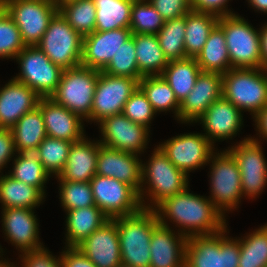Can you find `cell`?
Here are the masks:
<instances>
[{"instance_id":"cell-56","label":"cell","mask_w":267,"mask_h":267,"mask_svg":"<svg viewBox=\"0 0 267 267\" xmlns=\"http://www.w3.org/2000/svg\"><path fill=\"white\" fill-rule=\"evenodd\" d=\"M72 1H77V0H53V3L59 9L64 4H67Z\"/></svg>"},{"instance_id":"cell-2","label":"cell","mask_w":267,"mask_h":267,"mask_svg":"<svg viewBox=\"0 0 267 267\" xmlns=\"http://www.w3.org/2000/svg\"><path fill=\"white\" fill-rule=\"evenodd\" d=\"M189 184V176L178 169L157 145L148 161L143 163L141 160L139 197L143 209L154 210L165 199L184 191Z\"/></svg>"},{"instance_id":"cell-35","label":"cell","mask_w":267,"mask_h":267,"mask_svg":"<svg viewBox=\"0 0 267 267\" xmlns=\"http://www.w3.org/2000/svg\"><path fill=\"white\" fill-rule=\"evenodd\" d=\"M96 7L95 31L129 28L134 0H93Z\"/></svg>"},{"instance_id":"cell-34","label":"cell","mask_w":267,"mask_h":267,"mask_svg":"<svg viewBox=\"0 0 267 267\" xmlns=\"http://www.w3.org/2000/svg\"><path fill=\"white\" fill-rule=\"evenodd\" d=\"M12 161V169L7 172L8 175L14 180L37 187L47 196L45 187L51 175L44 169L37 154L34 151L16 153Z\"/></svg>"},{"instance_id":"cell-58","label":"cell","mask_w":267,"mask_h":267,"mask_svg":"<svg viewBox=\"0 0 267 267\" xmlns=\"http://www.w3.org/2000/svg\"><path fill=\"white\" fill-rule=\"evenodd\" d=\"M118 267H131V266L120 264Z\"/></svg>"},{"instance_id":"cell-18","label":"cell","mask_w":267,"mask_h":267,"mask_svg":"<svg viewBox=\"0 0 267 267\" xmlns=\"http://www.w3.org/2000/svg\"><path fill=\"white\" fill-rule=\"evenodd\" d=\"M222 97V74L200 72L192 91L182 100L178 122L193 124L217 99Z\"/></svg>"},{"instance_id":"cell-51","label":"cell","mask_w":267,"mask_h":267,"mask_svg":"<svg viewBox=\"0 0 267 267\" xmlns=\"http://www.w3.org/2000/svg\"><path fill=\"white\" fill-rule=\"evenodd\" d=\"M63 267H97L78 248L65 247L61 252Z\"/></svg>"},{"instance_id":"cell-4","label":"cell","mask_w":267,"mask_h":267,"mask_svg":"<svg viewBox=\"0 0 267 267\" xmlns=\"http://www.w3.org/2000/svg\"><path fill=\"white\" fill-rule=\"evenodd\" d=\"M222 96L253 119L267 106V69L228 70L222 74Z\"/></svg>"},{"instance_id":"cell-40","label":"cell","mask_w":267,"mask_h":267,"mask_svg":"<svg viewBox=\"0 0 267 267\" xmlns=\"http://www.w3.org/2000/svg\"><path fill=\"white\" fill-rule=\"evenodd\" d=\"M165 20L148 0H134L129 29L132 34H157Z\"/></svg>"},{"instance_id":"cell-32","label":"cell","mask_w":267,"mask_h":267,"mask_svg":"<svg viewBox=\"0 0 267 267\" xmlns=\"http://www.w3.org/2000/svg\"><path fill=\"white\" fill-rule=\"evenodd\" d=\"M218 21L219 17L211 13L191 10L186 14L184 45L187 57L196 58Z\"/></svg>"},{"instance_id":"cell-31","label":"cell","mask_w":267,"mask_h":267,"mask_svg":"<svg viewBox=\"0 0 267 267\" xmlns=\"http://www.w3.org/2000/svg\"><path fill=\"white\" fill-rule=\"evenodd\" d=\"M201 72L196 58L186 57L170 61L161 76L172 88L179 103L192 91Z\"/></svg>"},{"instance_id":"cell-39","label":"cell","mask_w":267,"mask_h":267,"mask_svg":"<svg viewBox=\"0 0 267 267\" xmlns=\"http://www.w3.org/2000/svg\"><path fill=\"white\" fill-rule=\"evenodd\" d=\"M58 11L83 37L95 31L96 7L93 0L72 1L61 6Z\"/></svg>"},{"instance_id":"cell-38","label":"cell","mask_w":267,"mask_h":267,"mask_svg":"<svg viewBox=\"0 0 267 267\" xmlns=\"http://www.w3.org/2000/svg\"><path fill=\"white\" fill-rule=\"evenodd\" d=\"M72 143L46 136L34 151L51 177H57L63 171Z\"/></svg>"},{"instance_id":"cell-8","label":"cell","mask_w":267,"mask_h":267,"mask_svg":"<svg viewBox=\"0 0 267 267\" xmlns=\"http://www.w3.org/2000/svg\"><path fill=\"white\" fill-rule=\"evenodd\" d=\"M57 66L65 69L81 65L83 36L58 11L36 45Z\"/></svg>"},{"instance_id":"cell-50","label":"cell","mask_w":267,"mask_h":267,"mask_svg":"<svg viewBox=\"0 0 267 267\" xmlns=\"http://www.w3.org/2000/svg\"><path fill=\"white\" fill-rule=\"evenodd\" d=\"M16 150L10 129L0 128V176L3 169L15 158Z\"/></svg>"},{"instance_id":"cell-43","label":"cell","mask_w":267,"mask_h":267,"mask_svg":"<svg viewBox=\"0 0 267 267\" xmlns=\"http://www.w3.org/2000/svg\"><path fill=\"white\" fill-rule=\"evenodd\" d=\"M102 72L113 76L130 77L138 81L142 78L139 74L135 44L132 36L121 45L120 49L113 55V58Z\"/></svg>"},{"instance_id":"cell-29","label":"cell","mask_w":267,"mask_h":267,"mask_svg":"<svg viewBox=\"0 0 267 267\" xmlns=\"http://www.w3.org/2000/svg\"><path fill=\"white\" fill-rule=\"evenodd\" d=\"M139 74L143 76L161 75L168 60L155 34H132Z\"/></svg>"},{"instance_id":"cell-12","label":"cell","mask_w":267,"mask_h":267,"mask_svg":"<svg viewBox=\"0 0 267 267\" xmlns=\"http://www.w3.org/2000/svg\"><path fill=\"white\" fill-rule=\"evenodd\" d=\"M5 11L19 28L26 46H36L58 12L52 0H5Z\"/></svg>"},{"instance_id":"cell-44","label":"cell","mask_w":267,"mask_h":267,"mask_svg":"<svg viewBox=\"0 0 267 267\" xmlns=\"http://www.w3.org/2000/svg\"><path fill=\"white\" fill-rule=\"evenodd\" d=\"M25 47L19 28L8 13L4 11L0 15V58L14 60Z\"/></svg>"},{"instance_id":"cell-6","label":"cell","mask_w":267,"mask_h":267,"mask_svg":"<svg viewBox=\"0 0 267 267\" xmlns=\"http://www.w3.org/2000/svg\"><path fill=\"white\" fill-rule=\"evenodd\" d=\"M232 68H263L260 28L239 14L219 17Z\"/></svg>"},{"instance_id":"cell-21","label":"cell","mask_w":267,"mask_h":267,"mask_svg":"<svg viewBox=\"0 0 267 267\" xmlns=\"http://www.w3.org/2000/svg\"><path fill=\"white\" fill-rule=\"evenodd\" d=\"M141 156L101 145L96 174L115 178L132 186L138 193L141 187Z\"/></svg>"},{"instance_id":"cell-48","label":"cell","mask_w":267,"mask_h":267,"mask_svg":"<svg viewBox=\"0 0 267 267\" xmlns=\"http://www.w3.org/2000/svg\"><path fill=\"white\" fill-rule=\"evenodd\" d=\"M165 21L185 16L192 10L191 0H148Z\"/></svg>"},{"instance_id":"cell-22","label":"cell","mask_w":267,"mask_h":267,"mask_svg":"<svg viewBox=\"0 0 267 267\" xmlns=\"http://www.w3.org/2000/svg\"><path fill=\"white\" fill-rule=\"evenodd\" d=\"M38 107L44 117L47 136L70 142H77L86 136L85 120L50 97H42Z\"/></svg>"},{"instance_id":"cell-11","label":"cell","mask_w":267,"mask_h":267,"mask_svg":"<svg viewBox=\"0 0 267 267\" xmlns=\"http://www.w3.org/2000/svg\"><path fill=\"white\" fill-rule=\"evenodd\" d=\"M90 184L95 205L109 219L131 216L143 209L139 193L124 182L96 174Z\"/></svg>"},{"instance_id":"cell-28","label":"cell","mask_w":267,"mask_h":267,"mask_svg":"<svg viewBox=\"0 0 267 267\" xmlns=\"http://www.w3.org/2000/svg\"><path fill=\"white\" fill-rule=\"evenodd\" d=\"M45 197L37 187L14 180L6 172L0 176L1 208L36 209L45 201Z\"/></svg>"},{"instance_id":"cell-37","label":"cell","mask_w":267,"mask_h":267,"mask_svg":"<svg viewBox=\"0 0 267 267\" xmlns=\"http://www.w3.org/2000/svg\"><path fill=\"white\" fill-rule=\"evenodd\" d=\"M186 15L164 22L156 34L164 56L170 61L186 58L185 37Z\"/></svg>"},{"instance_id":"cell-10","label":"cell","mask_w":267,"mask_h":267,"mask_svg":"<svg viewBox=\"0 0 267 267\" xmlns=\"http://www.w3.org/2000/svg\"><path fill=\"white\" fill-rule=\"evenodd\" d=\"M262 144L248 136L227 147L240 169L244 199H256L267 186V160Z\"/></svg>"},{"instance_id":"cell-55","label":"cell","mask_w":267,"mask_h":267,"mask_svg":"<svg viewBox=\"0 0 267 267\" xmlns=\"http://www.w3.org/2000/svg\"><path fill=\"white\" fill-rule=\"evenodd\" d=\"M5 251L3 250L2 246L0 245V267H15L16 264L14 262H11L8 259H4L3 255H4Z\"/></svg>"},{"instance_id":"cell-33","label":"cell","mask_w":267,"mask_h":267,"mask_svg":"<svg viewBox=\"0 0 267 267\" xmlns=\"http://www.w3.org/2000/svg\"><path fill=\"white\" fill-rule=\"evenodd\" d=\"M139 88L147 96L156 113L171 111L175 120L178 121L180 103L170 85L161 75L143 76L139 80Z\"/></svg>"},{"instance_id":"cell-20","label":"cell","mask_w":267,"mask_h":267,"mask_svg":"<svg viewBox=\"0 0 267 267\" xmlns=\"http://www.w3.org/2000/svg\"><path fill=\"white\" fill-rule=\"evenodd\" d=\"M76 248L97 267H118L122 264L119 234L114 219L105 222Z\"/></svg>"},{"instance_id":"cell-25","label":"cell","mask_w":267,"mask_h":267,"mask_svg":"<svg viewBox=\"0 0 267 267\" xmlns=\"http://www.w3.org/2000/svg\"><path fill=\"white\" fill-rule=\"evenodd\" d=\"M87 137L72 143L66 165L59 176L55 177L56 180L90 182L96 175L101 143L99 140H91Z\"/></svg>"},{"instance_id":"cell-54","label":"cell","mask_w":267,"mask_h":267,"mask_svg":"<svg viewBox=\"0 0 267 267\" xmlns=\"http://www.w3.org/2000/svg\"><path fill=\"white\" fill-rule=\"evenodd\" d=\"M256 12L267 14V0H246Z\"/></svg>"},{"instance_id":"cell-14","label":"cell","mask_w":267,"mask_h":267,"mask_svg":"<svg viewBox=\"0 0 267 267\" xmlns=\"http://www.w3.org/2000/svg\"><path fill=\"white\" fill-rule=\"evenodd\" d=\"M157 146L187 176L207 166L210 156L217 149L202 132L175 135Z\"/></svg>"},{"instance_id":"cell-41","label":"cell","mask_w":267,"mask_h":267,"mask_svg":"<svg viewBox=\"0 0 267 267\" xmlns=\"http://www.w3.org/2000/svg\"><path fill=\"white\" fill-rule=\"evenodd\" d=\"M57 182H59V201L64 211L95 205L90 182L67 180H57Z\"/></svg>"},{"instance_id":"cell-26","label":"cell","mask_w":267,"mask_h":267,"mask_svg":"<svg viewBox=\"0 0 267 267\" xmlns=\"http://www.w3.org/2000/svg\"><path fill=\"white\" fill-rule=\"evenodd\" d=\"M65 212V247H77L109 220L96 205Z\"/></svg>"},{"instance_id":"cell-13","label":"cell","mask_w":267,"mask_h":267,"mask_svg":"<svg viewBox=\"0 0 267 267\" xmlns=\"http://www.w3.org/2000/svg\"><path fill=\"white\" fill-rule=\"evenodd\" d=\"M139 87V81L125 76H113L100 71L92 102L91 123L121 114L129 97Z\"/></svg>"},{"instance_id":"cell-27","label":"cell","mask_w":267,"mask_h":267,"mask_svg":"<svg viewBox=\"0 0 267 267\" xmlns=\"http://www.w3.org/2000/svg\"><path fill=\"white\" fill-rule=\"evenodd\" d=\"M10 130L16 153L35 151L47 136L44 117L38 106L24 114Z\"/></svg>"},{"instance_id":"cell-46","label":"cell","mask_w":267,"mask_h":267,"mask_svg":"<svg viewBox=\"0 0 267 267\" xmlns=\"http://www.w3.org/2000/svg\"><path fill=\"white\" fill-rule=\"evenodd\" d=\"M122 113L132 122L143 125L149 130L154 117L157 115L147 96L139 87L125 103Z\"/></svg>"},{"instance_id":"cell-19","label":"cell","mask_w":267,"mask_h":267,"mask_svg":"<svg viewBox=\"0 0 267 267\" xmlns=\"http://www.w3.org/2000/svg\"><path fill=\"white\" fill-rule=\"evenodd\" d=\"M131 36L129 28L94 31L84 36L81 65L102 71Z\"/></svg>"},{"instance_id":"cell-45","label":"cell","mask_w":267,"mask_h":267,"mask_svg":"<svg viewBox=\"0 0 267 267\" xmlns=\"http://www.w3.org/2000/svg\"><path fill=\"white\" fill-rule=\"evenodd\" d=\"M228 226L215 233L214 267H238L240 259L239 237H229Z\"/></svg>"},{"instance_id":"cell-17","label":"cell","mask_w":267,"mask_h":267,"mask_svg":"<svg viewBox=\"0 0 267 267\" xmlns=\"http://www.w3.org/2000/svg\"><path fill=\"white\" fill-rule=\"evenodd\" d=\"M243 113L223 96L212 103L195 123L215 146L216 142L233 140L243 127Z\"/></svg>"},{"instance_id":"cell-53","label":"cell","mask_w":267,"mask_h":267,"mask_svg":"<svg viewBox=\"0 0 267 267\" xmlns=\"http://www.w3.org/2000/svg\"><path fill=\"white\" fill-rule=\"evenodd\" d=\"M260 43L263 68L267 69V22L260 27Z\"/></svg>"},{"instance_id":"cell-49","label":"cell","mask_w":267,"mask_h":267,"mask_svg":"<svg viewBox=\"0 0 267 267\" xmlns=\"http://www.w3.org/2000/svg\"><path fill=\"white\" fill-rule=\"evenodd\" d=\"M231 0H191L193 11L211 13L218 17L237 14L227 5Z\"/></svg>"},{"instance_id":"cell-23","label":"cell","mask_w":267,"mask_h":267,"mask_svg":"<svg viewBox=\"0 0 267 267\" xmlns=\"http://www.w3.org/2000/svg\"><path fill=\"white\" fill-rule=\"evenodd\" d=\"M158 224L150 241V267H185L187 238L174 230Z\"/></svg>"},{"instance_id":"cell-24","label":"cell","mask_w":267,"mask_h":267,"mask_svg":"<svg viewBox=\"0 0 267 267\" xmlns=\"http://www.w3.org/2000/svg\"><path fill=\"white\" fill-rule=\"evenodd\" d=\"M40 99L33 89L11 78L0 88V128L11 129L24 114L38 106Z\"/></svg>"},{"instance_id":"cell-7","label":"cell","mask_w":267,"mask_h":267,"mask_svg":"<svg viewBox=\"0 0 267 267\" xmlns=\"http://www.w3.org/2000/svg\"><path fill=\"white\" fill-rule=\"evenodd\" d=\"M99 72L100 70L82 65L65 69L50 98L86 122H91L92 102Z\"/></svg>"},{"instance_id":"cell-9","label":"cell","mask_w":267,"mask_h":267,"mask_svg":"<svg viewBox=\"0 0 267 267\" xmlns=\"http://www.w3.org/2000/svg\"><path fill=\"white\" fill-rule=\"evenodd\" d=\"M19 73L12 77L26 84L41 98L50 97L57 89L63 69L55 65L37 46H26L14 58Z\"/></svg>"},{"instance_id":"cell-5","label":"cell","mask_w":267,"mask_h":267,"mask_svg":"<svg viewBox=\"0 0 267 267\" xmlns=\"http://www.w3.org/2000/svg\"><path fill=\"white\" fill-rule=\"evenodd\" d=\"M207 165H210L209 188L211 192L208 198L223 216L227 217L226 213L237 210L241 199H244L240 169L227 149L218 151L217 148L210 156Z\"/></svg>"},{"instance_id":"cell-36","label":"cell","mask_w":267,"mask_h":267,"mask_svg":"<svg viewBox=\"0 0 267 267\" xmlns=\"http://www.w3.org/2000/svg\"><path fill=\"white\" fill-rule=\"evenodd\" d=\"M238 267H267V223L239 237Z\"/></svg>"},{"instance_id":"cell-47","label":"cell","mask_w":267,"mask_h":267,"mask_svg":"<svg viewBox=\"0 0 267 267\" xmlns=\"http://www.w3.org/2000/svg\"><path fill=\"white\" fill-rule=\"evenodd\" d=\"M52 254L47 247L18 253L21 263L19 261L18 263L16 262L15 267H63L61 253L59 256Z\"/></svg>"},{"instance_id":"cell-1","label":"cell","mask_w":267,"mask_h":267,"mask_svg":"<svg viewBox=\"0 0 267 267\" xmlns=\"http://www.w3.org/2000/svg\"><path fill=\"white\" fill-rule=\"evenodd\" d=\"M189 187L165 199L154 209L159 223L169 227L171 222L186 238L212 235L226 228L228 221L214 203L205 195L194 194Z\"/></svg>"},{"instance_id":"cell-57","label":"cell","mask_w":267,"mask_h":267,"mask_svg":"<svg viewBox=\"0 0 267 267\" xmlns=\"http://www.w3.org/2000/svg\"><path fill=\"white\" fill-rule=\"evenodd\" d=\"M5 11V1L0 0V15Z\"/></svg>"},{"instance_id":"cell-30","label":"cell","mask_w":267,"mask_h":267,"mask_svg":"<svg viewBox=\"0 0 267 267\" xmlns=\"http://www.w3.org/2000/svg\"><path fill=\"white\" fill-rule=\"evenodd\" d=\"M202 72L226 73L232 69L223 29L217 24L211 31L202 51L196 56Z\"/></svg>"},{"instance_id":"cell-3","label":"cell","mask_w":267,"mask_h":267,"mask_svg":"<svg viewBox=\"0 0 267 267\" xmlns=\"http://www.w3.org/2000/svg\"><path fill=\"white\" fill-rule=\"evenodd\" d=\"M121 262L131 267H150V241L159 224L154 210L142 209L131 216L116 217Z\"/></svg>"},{"instance_id":"cell-15","label":"cell","mask_w":267,"mask_h":267,"mask_svg":"<svg viewBox=\"0 0 267 267\" xmlns=\"http://www.w3.org/2000/svg\"><path fill=\"white\" fill-rule=\"evenodd\" d=\"M98 128L99 141L105 147L139 156L149 148L151 130L132 122L123 113L104 118L98 123Z\"/></svg>"},{"instance_id":"cell-52","label":"cell","mask_w":267,"mask_h":267,"mask_svg":"<svg viewBox=\"0 0 267 267\" xmlns=\"http://www.w3.org/2000/svg\"><path fill=\"white\" fill-rule=\"evenodd\" d=\"M253 119L255 123L254 126L256 129L255 131H257V136H251V138L257 142H261L262 140H266L267 142V106L262 111H260Z\"/></svg>"},{"instance_id":"cell-42","label":"cell","mask_w":267,"mask_h":267,"mask_svg":"<svg viewBox=\"0 0 267 267\" xmlns=\"http://www.w3.org/2000/svg\"><path fill=\"white\" fill-rule=\"evenodd\" d=\"M214 264L215 234L187 238L185 267H214Z\"/></svg>"},{"instance_id":"cell-16","label":"cell","mask_w":267,"mask_h":267,"mask_svg":"<svg viewBox=\"0 0 267 267\" xmlns=\"http://www.w3.org/2000/svg\"><path fill=\"white\" fill-rule=\"evenodd\" d=\"M1 226L5 240L15 246L19 253L44 247L39 237V221L36 209L0 208Z\"/></svg>"}]
</instances>
